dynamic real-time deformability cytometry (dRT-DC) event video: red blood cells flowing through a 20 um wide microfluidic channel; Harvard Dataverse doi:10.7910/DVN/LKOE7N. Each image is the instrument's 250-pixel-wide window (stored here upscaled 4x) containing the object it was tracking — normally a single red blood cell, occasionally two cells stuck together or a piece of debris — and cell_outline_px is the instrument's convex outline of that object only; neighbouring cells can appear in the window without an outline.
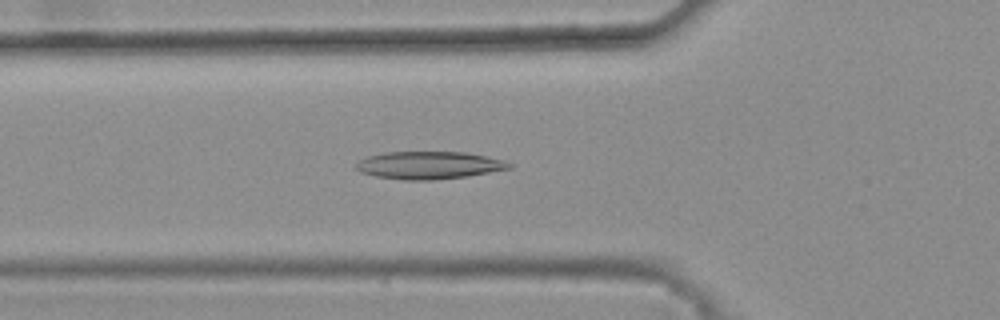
{"species": "common noctule bat (a hibernating species)", "species_latin": "Nyctalus noctula", "temperature_condition": "warm", "stored_images_in_passage": 45, "camera_frame_rate_fps": 3000, "um_per_image_px": 0.085, "animal": {"sex": "female", "body_mass_g": 25.1}, "frame": {"image": 1, "passage_image": 18, "time_ms": 5.667, "image_size_px": [1000, 320], "cell_outline_px": [[516, 164], [512, 168], [468, 176], [432, 180], [404, 180], [376, 176], [360, 172], [356, 168], [356, 164], [360, 160], [368, 156], [384, 152], [464, 152], [504, 160]], "centroid_in_image_um": [36.5, 14.04], "position_along_channel_um": 89.3, "area_um2": 24.62}}
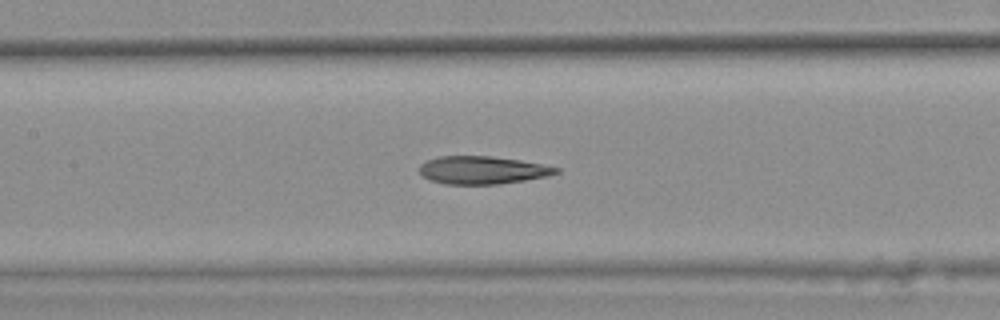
{"frame": {"image": 2, "passage_image": 24, "time_ms": 7.667, "image_size_px": [1000, 320], "cell_outline_px": [[560, 172], [548, 176], [500, 184], [444, 184], [428, 180], [420, 172], [420, 164], [424, 160], [440, 156], [492, 156], [520, 160], [560, 168]], "centroid_in_image_um": [40.98, 14.46], "position_along_channel_um": 166.4, "area_um2": 22.25}}
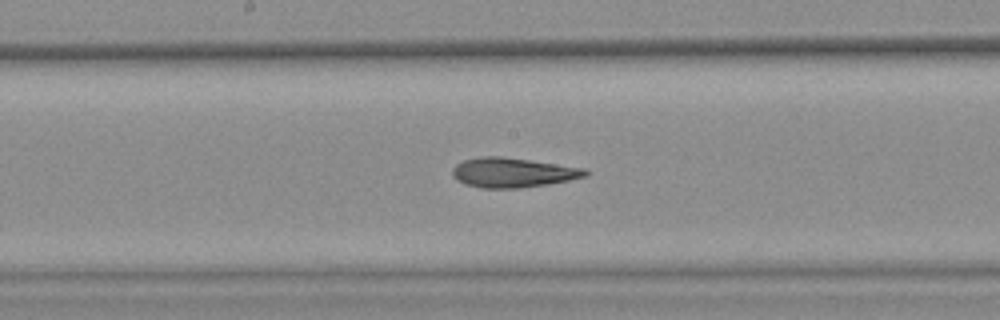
{"frame": {"image": 3, "passage_image": 27, "time_ms": 8.667, "image_size_px": [1000, 320], "cell_outline_px": [[588, 176], [548, 184], [520, 188], [480, 188], [464, 184], [456, 180], [452, 176], [452, 168], [456, 164], [464, 160], [480, 156], [500, 156], [584, 168], [588, 172]], "centroid_in_image_um": [43.53, 14.67], "position_along_channel_um": 204.7, "area_um2": 22.95}, "authors_computed_cell_mechanics": {"area_um2": 23.1778, "velocity_mm_per_s": 3.8363, "shape_relaxation_time_tau1_ms": null, "shape_relaxation_time_tau2_ms": 4.0397, "deformation_change_tau1": null, "deformation_change_tau2": 0.1404}}